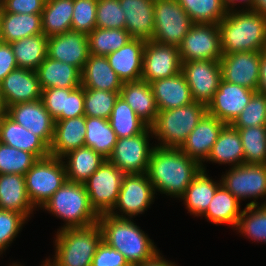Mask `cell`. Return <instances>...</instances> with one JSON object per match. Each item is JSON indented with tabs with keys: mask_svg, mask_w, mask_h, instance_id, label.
Here are the masks:
<instances>
[{
	"mask_svg": "<svg viewBox=\"0 0 266 266\" xmlns=\"http://www.w3.org/2000/svg\"><path fill=\"white\" fill-rule=\"evenodd\" d=\"M13 266H25L24 264L21 265V263L19 262V264L17 263V261L15 263L12 264ZM40 266H54L48 258H46V260L42 261Z\"/></svg>",
	"mask_w": 266,
	"mask_h": 266,
	"instance_id": "obj_60",
	"label": "cell"
},
{
	"mask_svg": "<svg viewBox=\"0 0 266 266\" xmlns=\"http://www.w3.org/2000/svg\"><path fill=\"white\" fill-rule=\"evenodd\" d=\"M73 8L74 0H46L41 13L43 34L50 38L72 30Z\"/></svg>",
	"mask_w": 266,
	"mask_h": 266,
	"instance_id": "obj_36",
	"label": "cell"
},
{
	"mask_svg": "<svg viewBox=\"0 0 266 266\" xmlns=\"http://www.w3.org/2000/svg\"><path fill=\"white\" fill-rule=\"evenodd\" d=\"M201 169V165L180 148L154 145L146 174L156 195L158 192L179 200Z\"/></svg>",
	"mask_w": 266,
	"mask_h": 266,
	"instance_id": "obj_1",
	"label": "cell"
},
{
	"mask_svg": "<svg viewBox=\"0 0 266 266\" xmlns=\"http://www.w3.org/2000/svg\"><path fill=\"white\" fill-rule=\"evenodd\" d=\"M173 261L166 260L162 253H157L152 259L135 266H178Z\"/></svg>",
	"mask_w": 266,
	"mask_h": 266,
	"instance_id": "obj_57",
	"label": "cell"
},
{
	"mask_svg": "<svg viewBox=\"0 0 266 266\" xmlns=\"http://www.w3.org/2000/svg\"><path fill=\"white\" fill-rule=\"evenodd\" d=\"M224 4L226 6L227 11H233V10H251L253 8L254 0H223ZM243 6L240 7L239 5ZM238 5L239 8H236ZM236 6V7H235Z\"/></svg>",
	"mask_w": 266,
	"mask_h": 266,
	"instance_id": "obj_56",
	"label": "cell"
},
{
	"mask_svg": "<svg viewBox=\"0 0 266 266\" xmlns=\"http://www.w3.org/2000/svg\"><path fill=\"white\" fill-rule=\"evenodd\" d=\"M7 115L16 123L34 133L50 147L54 135L55 121L45 109L41 99L9 106Z\"/></svg>",
	"mask_w": 266,
	"mask_h": 266,
	"instance_id": "obj_17",
	"label": "cell"
},
{
	"mask_svg": "<svg viewBox=\"0 0 266 266\" xmlns=\"http://www.w3.org/2000/svg\"><path fill=\"white\" fill-rule=\"evenodd\" d=\"M24 176L28 197L36 209L67 181L62 159L52 155L38 159Z\"/></svg>",
	"mask_w": 266,
	"mask_h": 266,
	"instance_id": "obj_7",
	"label": "cell"
},
{
	"mask_svg": "<svg viewBox=\"0 0 266 266\" xmlns=\"http://www.w3.org/2000/svg\"><path fill=\"white\" fill-rule=\"evenodd\" d=\"M193 24L177 0H154L153 41L179 47Z\"/></svg>",
	"mask_w": 266,
	"mask_h": 266,
	"instance_id": "obj_9",
	"label": "cell"
},
{
	"mask_svg": "<svg viewBox=\"0 0 266 266\" xmlns=\"http://www.w3.org/2000/svg\"><path fill=\"white\" fill-rule=\"evenodd\" d=\"M81 85L89 89L120 92L123 82L106 56L89 54L81 72Z\"/></svg>",
	"mask_w": 266,
	"mask_h": 266,
	"instance_id": "obj_28",
	"label": "cell"
},
{
	"mask_svg": "<svg viewBox=\"0 0 266 266\" xmlns=\"http://www.w3.org/2000/svg\"><path fill=\"white\" fill-rule=\"evenodd\" d=\"M231 125L234 128L266 125V95L255 92L247 106Z\"/></svg>",
	"mask_w": 266,
	"mask_h": 266,
	"instance_id": "obj_46",
	"label": "cell"
},
{
	"mask_svg": "<svg viewBox=\"0 0 266 266\" xmlns=\"http://www.w3.org/2000/svg\"><path fill=\"white\" fill-rule=\"evenodd\" d=\"M91 266H130L121 252L104 241L98 245Z\"/></svg>",
	"mask_w": 266,
	"mask_h": 266,
	"instance_id": "obj_51",
	"label": "cell"
},
{
	"mask_svg": "<svg viewBox=\"0 0 266 266\" xmlns=\"http://www.w3.org/2000/svg\"><path fill=\"white\" fill-rule=\"evenodd\" d=\"M42 90L49 88H77L81 85V71L73 65L46 57L36 70Z\"/></svg>",
	"mask_w": 266,
	"mask_h": 266,
	"instance_id": "obj_30",
	"label": "cell"
},
{
	"mask_svg": "<svg viewBox=\"0 0 266 266\" xmlns=\"http://www.w3.org/2000/svg\"><path fill=\"white\" fill-rule=\"evenodd\" d=\"M120 96L148 127L153 124L159 110L150 83L144 80L124 82Z\"/></svg>",
	"mask_w": 266,
	"mask_h": 266,
	"instance_id": "obj_29",
	"label": "cell"
},
{
	"mask_svg": "<svg viewBox=\"0 0 266 266\" xmlns=\"http://www.w3.org/2000/svg\"><path fill=\"white\" fill-rule=\"evenodd\" d=\"M253 11L259 12L266 17V0H254Z\"/></svg>",
	"mask_w": 266,
	"mask_h": 266,
	"instance_id": "obj_58",
	"label": "cell"
},
{
	"mask_svg": "<svg viewBox=\"0 0 266 266\" xmlns=\"http://www.w3.org/2000/svg\"><path fill=\"white\" fill-rule=\"evenodd\" d=\"M231 167L244 164V151L239 132L231 124H226L220 131L212 150L205 161Z\"/></svg>",
	"mask_w": 266,
	"mask_h": 266,
	"instance_id": "obj_32",
	"label": "cell"
},
{
	"mask_svg": "<svg viewBox=\"0 0 266 266\" xmlns=\"http://www.w3.org/2000/svg\"><path fill=\"white\" fill-rule=\"evenodd\" d=\"M67 181L84 184L88 178L104 163L106 158L90 147H80L65 156Z\"/></svg>",
	"mask_w": 266,
	"mask_h": 266,
	"instance_id": "obj_33",
	"label": "cell"
},
{
	"mask_svg": "<svg viewBox=\"0 0 266 266\" xmlns=\"http://www.w3.org/2000/svg\"><path fill=\"white\" fill-rule=\"evenodd\" d=\"M75 88H49L42 90L41 100L45 109L55 120L62 112H65L66 95Z\"/></svg>",
	"mask_w": 266,
	"mask_h": 266,
	"instance_id": "obj_50",
	"label": "cell"
},
{
	"mask_svg": "<svg viewBox=\"0 0 266 266\" xmlns=\"http://www.w3.org/2000/svg\"><path fill=\"white\" fill-rule=\"evenodd\" d=\"M158 110H170L193 102L190 87L182 72L150 83Z\"/></svg>",
	"mask_w": 266,
	"mask_h": 266,
	"instance_id": "obj_26",
	"label": "cell"
},
{
	"mask_svg": "<svg viewBox=\"0 0 266 266\" xmlns=\"http://www.w3.org/2000/svg\"><path fill=\"white\" fill-rule=\"evenodd\" d=\"M180 59L218 60L222 57L218 24L194 23L178 47Z\"/></svg>",
	"mask_w": 266,
	"mask_h": 266,
	"instance_id": "obj_13",
	"label": "cell"
},
{
	"mask_svg": "<svg viewBox=\"0 0 266 266\" xmlns=\"http://www.w3.org/2000/svg\"><path fill=\"white\" fill-rule=\"evenodd\" d=\"M0 209L22 214L28 221L36 208L26 190L25 176L0 174Z\"/></svg>",
	"mask_w": 266,
	"mask_h": 266,
	"instance_id": "obj_27",
	"label": "cell"
},
{
	"mask_svg": "<svg viewBox=\"0 0 266 266\" xmlns=\"http://www.w3.org/2000/svg\"><path fill=\"white\" fill-rule=\"evenodd\" d=\"M256 92L266 95V49L260 51L259 80Z\"/></svg>",
	"mask_w": 266,
	"mask_h": 266,
	"instance_id": "obj_55",
	"label": "cell"
},
{
	"mask_svg": "<svg viewBox=\"0 0 266 266\" xmlns=\"http://www.w3.org/2000/svg\"><path fill=\"white\" fill-rule=\"evenodd\" d=\"M102 241L121 252L130 266L152 259L160 251L147 233L132 218H119L109 213L99 215Z\"/></svg>",
	"mask_w": 266,
	"mask_h": 266,
	"instance_id": "obj_2",
	"label": "cell"
},
{
	"mask_svg": "<svg viewBox=\"0 0 266 266\" xmlns=\"http://www.w3.org/2000/svg\"><path fill=\"white\" fill-rule=\"evenodd\" d=\"M84 87L73 89L66 95L65 112H62L55 120H64L79 116H84Z\"/></svg>",
	"mask_w": 266,
	"mask_h": 266,
	"instance_id": "obj_53",
	"label": "cell"
},
{
	"mask_svg": "<svg viewBox=\"0 0 266 266\" xmlns=\"http://www.w3.org/2000/svg\"><path fill=\"white\" fill-rule=\"evenodd\" d=\"M47 42L42 33L10 43L18 68L36 71L47 57Z\"/></svg>",
	"mask_w": 266,
	"mask_h": 266,
	"instance_id": "obj_37",
	"label": "cell"
},
{
	"mask_svg": "<svg viewBox=\"0 0 266 266\" xmlns=\"http://www.w3.org/2000/svg\"><path fill=\"white\" fill-rule=\"evenodd\" d=\"M0 143L34 154L38 159L50 155L49 147L34 133L7 114L0 116Z\"/></svg>",
	"mask_w": 266,
	"mask_h": 266,
	"instance_id": "obj_25",
	"label": "cell"
},
{
	"mask_svg": "<svg viewBox=\"0 0 266 266\" xmlns=\"http://www.w3.org/2000/svg\"><path fill=\"white\" fill-rule=\"evenodd\" d=\"M63 219L59 229L87 227L98 223L99 215L91 207L85 185L66 181L39 209Z\"/></svg>",
	"mask_w": 266,
	"mask_h": 266,
	"instance_id": "obj_5",
	"label": "cell"
},
{
	"mask_svg": "<svg viewBox=\"0 0 266 266\" xmlns=\"http://www.w3.org/2000/svg\"><path fill=\"white\" fill-rule=\"evenodd\" d=\"M54 121V135L49 147L50 155L62 158L69 152L85 146V115Z\"/></svg>",
	"mask_w": 266,
	"mask_h": 266,
	"instance_id": "obj_24",
	"label": "cell"
},
{
	"mask_svg": "<svg viewBox=\"0 0 266 266\" xmlns=\"http://www.w3.org/2000/svg\"><path fill=\"white\" fill-rule=\"evenodd\" d=\"M0 87L7 108L17 103L40 100L42 88L37 72L16 68L1 82Z\"/></svg>",
	"mask_w": 266,
	"mask_h": 266,
	"instance_id": "obj_21",
	"label": "cell"
},
{
	"mask_svg": "<svg viewBox=\"0 0 266 266\" xmlns=\"http://www.w3.org/2000/svg\"><path fill=\"white\" fill-rule=\"evenodd\" d=\"M193 23L218 24L226 15L223 0H177Z\"/></svg>",
	"mask_w": 266,
	"mask_h": 266,
	"instance_id": "obj_42",
	"label": "cell"
},
{
	"mask_svg": "<svg viewBox=\"0 0 266 266\" xmlns=\"http://www.w3.org/2000/svg\"><path fill=\"white\" fill-rule=\"evenodd\" d=\"M240 207V201L221 184L201 218L205 217L213 225L227 224L235 229L243 212Z\"/></svg>",
	"mask_w": 266,
	"mask_h": 266,
	"instance_id": "obj_34",
	"label": "cell"
},
{
	"mask_svg": "<svg viewBox=\"0 0 266 266\" xmlns=\"http://www.w3.org/2000/svg\"><path fill=\"white\" fill-rule=\"evenodd\" d=\"M226 124L215 116L206 113L193 131L187 136L180 149L197 161L206 170L205 161L216 142L220 131ZM204 164V165H203Z\"/></svg>",
	"mask_w": 266,
	"mask_h": 266,
	"instance_id": "obj_19",
	"label": "cell"
},
{
	"mask_svg": "<svg viewBox=\"0 0 266 266\" xmlns=\"http://www.w3.org/2000/svg\"><path fill=\"white\" fill-rule=\"evenodd\" d=\"M96 27L104 29H125V14L119 0H98Z\"/></svg>",
	"mask_w": 266,
	"mask_h": 266,
	"instance_id": "obj_47",
	"label": "cell"
},
{
	"mask_svg": "<svg viewBox=\"0 0 266 266\" xmlns=\"http://www.w3.org/2000/svg\"><path fill=\"white\" fill-rule=\"evenodd\" d=\"M145 44V40L132 38L123 47L106 56L123 83L141 80Z\"/></svg>",
	"mask_w": 266,
	"mask_h": 266,
	"instance_id": "obj_23",
	"label": "cell"
},
{
	"mask_svg": "<svg viewBox=\"0 0 266 266\" xmlns=\"http://www.w3.org/2000/svg\"><path fill=\"white\" fill-rule=\"evenodd\" d=\"M18 68L10 43H0V82Z\"/></svg>",
	"mask_w": 266,
	"mask_h": 266,
	"instance_id": "obj_54",
	"label": "cell"
},
{
	"mask_svg": "<svg viewBox=\"0 0 266 266\" xmlns=\"http://www.w3.org/2000/svg\"><path fill=\"white\" fill-rule=\"evenodd\" d=\"M236 129L243 146L244 163L266 164V125Z\"/></svg>",
	"mask_w": 266,
	"mask_h": 266,
	"instance_id": "obj_43",
	"label": "cell"
},
{
	"mask_svg": "<svg viewBox=\"0 0 266 266\" xmlns=\"http://www.w3.org/2000/svg\"><path fill=\"white\" fill-rule=\"evenodd\" d=\"M109 122L117 138L140 134L148 127L121 96L115 102Z\"/></svg>",
	"mask_w": 266,
	"mask_h": 266,
	"instance_id": "obj_39",
	"label": "cell"
},
{
	"mask_svg": "<svg viewBox=\"0 0 266 266\" xmlns=\"http://www.w3.org/2000/svg\"><path fill=\"white\" fill-rule=\"evenodd\" d=\"M37 160L32 153L0 143V174L25 175Z\"/></svg>",
	"mask_w": 266,
	"mask_h": 266,
	"instance_id": "obj_45",
	"label": "cell"
},
{
	"mask_svg": "<svg viewBox=\"0 0 266 266\" xmlns=\"http://www.w3.org/2000/svg\"><path fill=\"white\" fill-rule=\"evenodd\" d=\"M2 42V39H1V30H0V43Z\"/></svg>",
	"mask_w": 266,
	"mask_h": 266,
	"instance_id": "obj_61",
	"label": "cell"
},
{
	"mask_svg": "<svg viewBox=\"0 0 266 266\" xmlns=\"http://www.w3.org/2000/svg\"><path fill=\"white\" fill-rule=\"evenodd\" d=\"M181 72L190 87L193 101L207 107L222 80L220 62L218 60L184 61Z\"/></svg>",
	"mask_w": 266,
	"mask_h": 266,
	"instance_id": "obj_14",
	"label": "cell"
},
{
	"mask_svg": "<svg viewBox=\"0 0 266 266\" xmlns=\"http://www.w3.org/2000/svg\"><path fill=\"white\" fill-rule=\"evenodd\" d=\"M55 236L53 258L48 257L54 266H91L102 241L98 223L87 227L58 229Z\"/></svg>",
	"mask_w": 266,
	"mask_h": 266,
	"instance_id": "obj_4",
	"label": "cell"
},
{
	"mask_svg": "<svg viewBox=\"0 0 266 266\" xmlns=\"http://www.w3.org/2000/svg\"><path fill=\"white\" fill-rule=\"evenodd\" d=\"M155 194L146 173L125 174L117 202L109 214L119 218H135L150 208Z\"/></svg>",
	"mask_w": 266,
	"mask_h": 266,
	"instance_id": "obj_10",
	"label": "cell"
},
{
	"mask_svg": "<svg viewBox=\"0 0 266 266\" xmlns=\"http://www.w3.org/2000/svg\"><path fill=\"white\" fill-rule=\"evenodd\" d=\"M27 222L28 220L18 212L0 209V257Z\"/></svg>",
	"mask_w": 266,
	"mask_h": 266,
	"instance_id": "obj_48",
	"label": "cell"
},
{
	"mask_svg": "<svg viewBox=\"0 0 266 266\" xmlns=\"http://www.w3.org/2000/svg\"><path fill=\"white\" fill-rule=\"evenodd\" d=\"M120 92L84 88V112L86 117L109 120Z\"/></svg>",
	"mask_w": 266,
	"mask_h": 266,
	"instance_id": "obj_44",
	"label": "cell"
},
{
	"mask_svg": "<svg viewBox=\"0 0 266 266\" xmlns=\"http://www.w3.org/2000/svg\"><path fill=\"white\" fill-rule=\"evenodd\" d=\"M41 14L0 12L1 39L12 43L22 38L42 34Z\"/></svg>",
	"mask_w": 266,
	"mask_h": 266,
	"instance_id": "obj_35",
	"label": "cell"
},
{
	"mask_svg": "<svg viewBox=\"0 0 266 266\" xmlns=\"http://www.w3.org/2000/svg\"><path fill=\"white\" fill-rule=\"evenodd\" d=\"M85 125V146L108 159L118 139L109 120L85 116Z\"/></svg>",
	"mask_w": 266,
	"mask_h": 266,
	"instance_id": "obj_38",
	"label": "cell"
},
{
	"mask_svg": "<svg viewBox=\"0 0 266 266\" xmlns=\"http://www.w3.org/2000/svg\"><path fill=\"white\" fill-rule=\"evenodd\" d=\"M150 127L142 133L125 138H118L108 161L119 168L124 174L146 173L154 146ZM152 146V147H151Z\"/></svg>",
	"mask_w": 266,
	"mask_h": 266,
	"instance_id": "obj_11",
	"label": "cell"
},
{
	"mask_svg": "<svg viewBox=\"0 0 266 266\" xmlns=\"http://www.w3.org/2000/svg\"><path fill=\"white\" fill-rule=\"evenodd\" d=\"M206 113L207 107L195 101L186 106L159 110L155 121L150 126L152 135L158 142L154 145L180 148Z\"/></svg>",
	"mask_w": 266,
	"mask_h": 266,
	"instance_id": "obj_6",
	"label": "cell"
},
{
	"mask_svg": "<svg viewBox=\"0 0 266 266\" xmlns=\"http://www.w3.org/2000/svg\"><path fill=\"white\" fill-rule=\"evenodd\" d=\"M87 34L74 30L48 38L47 57L77 67L81 72L88 60Z\"/></svg>",
	"mask_w": 266,
	"mask_h": 266,
	"instance_id": "obj_20",
	"label": "cell"
},
{
	"mask_svg": "<svg viewBox=\"0 0 266 266\" xmlns=\"http://www.w3.org/2000/svg\"><path fill=\"white\" fill-rule=\"evenodd\" d=\"M89 54L107 56L123 47L130 39L125 29H104L96 27L87 35Z\"/></svg>",
	"mask_w": 266,
	"mask_h": 266,
	"instance_id": "obj_41",
	"label": "cell"
},
{
	"mask_svg": "<svg viewBox=\"0 0 266 266\" xmlns=\"http://www.w3.org/2000/svg\"><path fill=\"white\" fill-rule=\"evenodd\" d=\"M222 54L266 49V17L253 10H233L218 23Z\"/></svg>",
	"mask_w": 266,
	"mask_h": 266,
	"instance_id": "obj_3",
	"label": "cell"
},
{
	"mask_svg": "<svg viewBox=\"0 0 266 266\" xmlns=\"http://www.w3.org/2000/svg\"><path fill=\"white\" fill-rule=\"evenodd\" d=\"M214 180L209 177L207 170L203 169L194 177L180 198L190 215L201 217L206 212L217 188L221 185L220 179Z\"/></svg>",
	"mask_w": 266,
	"mask_h": 266,
	"instance_id": "obj_31",
	"label": "cell"
},
{
	"mask_svg": "<svg viewBox=\"0 0 266 266\" xmlns=\"http://www.w3.org/2000/svg\"><path fill=\"white\" fill-rule=\"evenodd\" d=\"M256 91L221 80L207 106V113L225 124H232Z\"/></svg>",
	"mask_w": 266,
	"mask_h": 266,
	"instance_id": "obj_16",
	"label": "cell"
},
{
	"mask_svg": "<svg viewBox=\"0 0 266 266\" xmlns=\"http://www.w3.org/2000/svg\"><path fill=\"white\" fill-rule=\"evenodd\" d=\"M124 175L106 159L84 183L90 205L98 215L109 213L114 208Z\"/></svg>",
	"mask_w": 266,
	"mask_h": 266,
	"instance_id": "obj_12",
	"label": "cell"
},
{
	"mask_svg": "<svg viewBox=\"0 0 266 266\" xmlns=\"http://www.w3.org/2000/svg\"><path fill=\"white\" fill-rule=\"evenodd\" d=\"M220 178L221 184L240 202L252 198L246 205H260L261 198L265 200L261 205H266V164L244 163L226 170Z\"/></svg>",
	"mask_w": 266,
	"mask_h": 266,
	"instance_id": "obj_8",
	"label": "cell"
},
{
	"mask_svg": "<svg viewBox=\"0 0 266 266\" xmlns=\"http://www.w3.org/2000/svg\"><path fill=\"white\" fill-rule=\"evenodd\" d=\"M46 0H2L1 11L14 14H41Z\"/></svg>",
	"mask_w": 266,
	"mask_h": 266,
	"instance_id": "obj_52",
	"label": "cell"
},
{
	"mask_svg": "<svg viewBox=\"0 0 266 266\" xmlns=\"http://www.w3.org/2000/svg\"><path fill=\"white\" fill-rule=\"evenodd\" d=\"M182 62L178 47L146 41L143 53L141 80L151 83L181 72Z\"/></svg>",
	"mask_w": 266,
	"mask_h": 266,
	"instance_id": "obj_15",
	"label": "cell"
},
{
	"mask_svg": "<svg viewBox=\"0 0 266 266\" xmlns=\"http://www.w3.org/2000/svg\"><path fill=\"white\" fill-rule=\"evenodd\" d=\"M7 114V106L5 104V101L3 99L1 87H0V116Z\"/></svg>",
	"mask_w": 266,
	"mask_h": 266,
	"instance_id": "obj_59",
	"label": "cell"
},
{
	"mask_svg": "<svg viewBox=\"0 0 266 266\" xmlns=\"http://www.w3.org/2000/svg\"><path fill=\"white\" fill-rule=\"evenodd\" d=\"M219 62L222 80L256 91L259 80L260 52L223 54Z\"/></svg>",
	"mask_w": 266,
	"mask_h": 266,
	"instance_id": "obj_18",
	"label": "cell"
},
{
	"mask_svg": "<svg viewBox=\"0 0 266 266\" xmlns=\"http://www.w3.org/2000/svg\"><path fill=\"white\" fill-rule=\"evenodd\" d=\"M98 0H74L72 30L84 34L96 28V8Z\"/></svg>",
	"mask_w": 266,
	"mask_h": 266,
	"instance_id": "obj_49",
	"label": "cell"
},
{
	"mask_svg": "<svg viewBox=\"0 0 266 266\" xmlns=\"http://www.w3.org/2000/svg\"><path fill=\"white\" fill-rule=\"evenodd\" d=\"M125 14V30L134 39L152 40L154 0H119Z\"/></svg>",
	"mask_w": 266,
	"mask_h": 266,
	"instance_id": "obj_22",
	"label": "cell"
},
{
	"mask_svg": "<svg viewBox=\"0 0 266 266\" xmlns=\"http://www.w3.org/2000/svg\"><path fill=\"white\" fill-rule=\"evenodd\" d=\"M235 230L251 241L266 244V205H246Z\"/></svg>",
	"mask_w": 266,
	"mask_h": 266,
	"instance_id": "obj_40",
	"label": "cell"
}]
</instances>
